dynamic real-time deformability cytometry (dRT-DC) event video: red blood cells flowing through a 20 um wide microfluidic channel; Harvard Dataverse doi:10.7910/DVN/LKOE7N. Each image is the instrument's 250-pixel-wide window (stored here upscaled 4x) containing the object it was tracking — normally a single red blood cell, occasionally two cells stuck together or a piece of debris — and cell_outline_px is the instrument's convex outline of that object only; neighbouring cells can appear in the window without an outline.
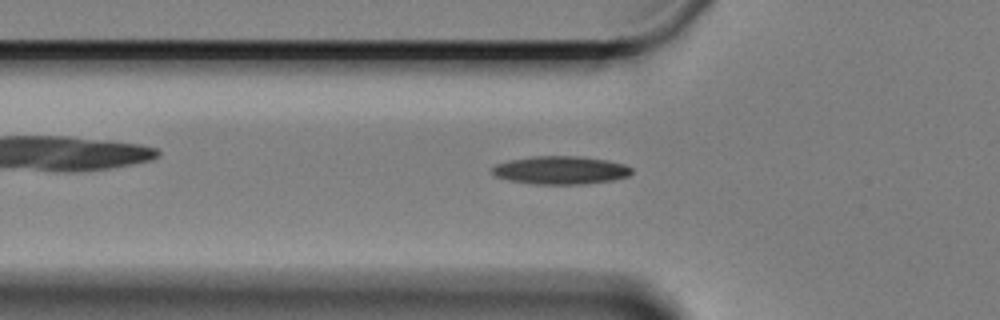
{"species": "Egyptian fruit bat (a non-hibernating species)", "species_latin": "Rousettus aegyptiacus", "temperature_condition": "cold", "stored_images_in_passage": 46, "camera_frame_rate_fps": 3000, "um_per_image_px": 0.085, "animal": {"sex": "female"}, "frame": {"image": 1, "passage_image": 12, "time_ms": 3.667, "image_size_px": [1000, 320], "cell_outline_px": [[632, 172], [628, 176], [612, 180], [580, 184], [532, 184], [508, 180], [492, 176], [492, 168], [496, 164], [508, 160], [536, 156], [580, 156], [608, 160], [624, 164], [632, 168]], "centroid_in_image_um": [47.62, 14.46], "position_along_channel_um": 78.2, "area_um2": 22.95}}
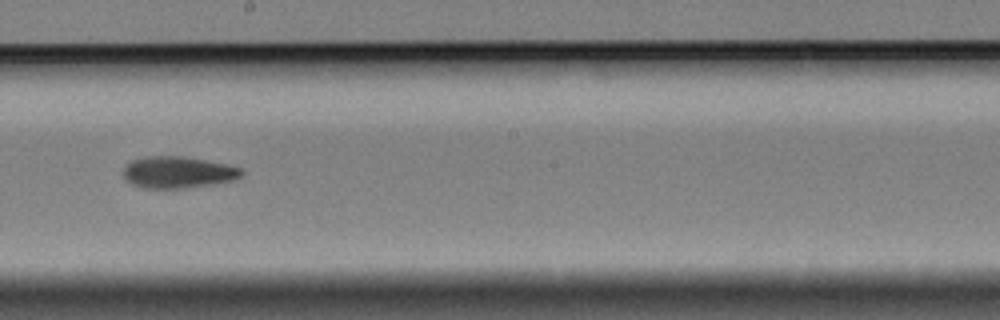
{"frame": {"image": 2, "passage_image": 26, "time_ms": 8.333, "image_size_px": [1000, 320], "cell_outline_px": [[244, 172], [240, 176], [232, 180], [216, 184], [184, 188], [144, 188], [132, 184], [124, 180], [124, 168], [132, 160], [148, 156], [180, 156], [204, 160], [224, 164], [240, 168]], "centroid_in_image_um": [15.1, 14.65], "position_along_channel_um": 233.1, "area_um2": 21.62}}
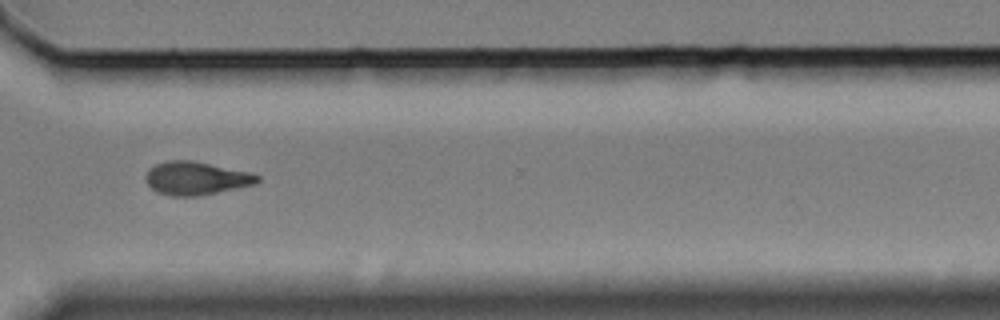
{"frame": {"image": 3, "passage_image": 37, "time_ms": 12.0, "image_size_px": [1000, 320], "cell_outline_px": [[260, 180], [256, 184], [196, 196], [172, 196], [156, 192], [148, 184], [144, 176], [148, 168], [156, 164], [168, 160], [192, 160], [248, 172], [260, 176]], "centroid_in_image_um": [16.62, 15.15], "position_along_channel_um": 354.0, "area_um2": 21.5}}